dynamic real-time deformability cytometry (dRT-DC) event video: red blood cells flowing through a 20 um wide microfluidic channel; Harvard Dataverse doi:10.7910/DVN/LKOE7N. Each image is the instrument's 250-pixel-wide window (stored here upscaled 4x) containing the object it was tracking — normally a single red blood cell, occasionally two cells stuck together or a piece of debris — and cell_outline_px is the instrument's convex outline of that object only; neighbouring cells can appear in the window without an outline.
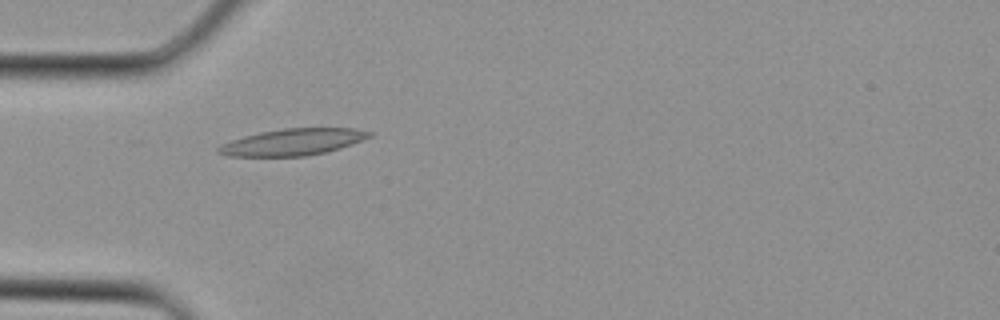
{"species": "Egyptian fruit bat (a non-hibernating species)", "species_latin": "Rousettus aegyptiacus", "temperature_condition": "cold", "stored_images_in_passage": 1, "camera_frame_rate_fps": 3000, "um_per_image_px": 0.085, "animal": {"sex": "female"}, "frame": {"image": 1, "passage_image": 1, "time_ms": 0.0, "image_size_px": [1000, 320], "cell_outline_px": [[372, 136], [340, 148], [324, 152], [304, 156], [228, 156], [216, 152], [216, 148], [220, 144], [244, 136], [260, 132], [284, 128], [352, 128], [372, 132]], "centroid_in_image_um": [24.85, 12.07], "position_along_channel_um": 60.2, "area_um2": 23.24}}